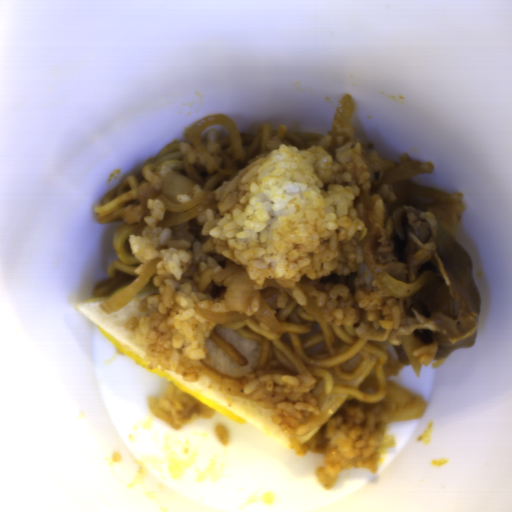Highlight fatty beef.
I'll return each instance as SVG.
<instances>
[{
	"label": "fatty beef",
	"mask_w": 512,
	"mask_h": 512,
	"mask_svg": "<svg viewBox=\"0 0 512 512\" xmlns=\"http://www.w3.org/2000/svg\"><path fill=\"white\" fill-rule=\"evenodd\" d=\"M355 183L359 194L352 204L367 228L361 248L370 272L407 283L432 272L407 297L386 292L383 304L401 313L389 337H414L419 364L439 368L453 351L474 347L478 331L480 292L471 259L455 239L463 193L409 178L381 188L367 189L359 178Z\"/></svg>",
	"instance_id": "fatty-beef-1"
},
{
	"label": "fatty beef",
	"mask_w": 512,
	"mask_h": 512,
	"mask_svg": "<svg viewBox=\"0 0 512 512\" xmlns=\"http://www.w3.org/2000/svg\"><path fill=\"white\" fill-rule=\"evenodd\" d=\"M358 273L338 274L332 272L330 276L318 279H309L303 275L298 283H295L303 295L312 298L315 304L325 307L327 303L335 301L334 309L341 311L348 316L355 317L354 326L368 324L367 311L364 310L356 297L358 286Z\"/></svg>",
	"instance_id": "fatty-beef-2"
},
{
	"label": "fatty beef",
	"mask_w": 512,
	"mask_h": 512,
	"mask_svg": "<svg viewBox=\"0 0 512 512\" xmlns=\"http://www.w3.org/2000/svg\"><path fill=\"white\" fill-rule=\"evenodd\" d=\"M162 193V182L142 183L137 190V204H132L125 209L122 218L127 226H131L133 233L139 235L147 227L145 218L151 216L148 208L150 200L157 199Z\"/></svg>",
	"instance_id": "fatty-beef-3"
},
{
	"label": "fatty beef",
	"mask_w": 512,
	"mask_h": 512,
	"mask_svg": "<svg viewBox=\"0 0 512 512\" xmlns=\"http://www.w3.org/2000/svg\"><path fill=\"white\" fill-rule=\"evenodd\" d=\"M201 224L198 219L191 218L181 224L170 226L169 230L174 240H189L192 243L207 241L208 237L201 234Z\"/></svg>",
	"instance_id": "fatty-beef-4"
},
{
	"label": "fatty beef",
	"mask_w": 512,
	"mask_h": 512,
	"mask_svg": "<svg viewBox=\"0 0 512 512\" xmlns=\"http://www.w3.org/2000/svg\"><path fill=\"white\" fill-rule=\"evenodd\" d=\"M174 171L184 176L193 182V185H197L201 189L205 188L211 176L205 164L200 160L194 162H183V166H177L174 168Z\"/></svg>",
	"instance_id": "fatty-beef-5"
},
{
	"label": "fatty beef",
	"mask_w": 512,
	"mask_h": 512,
	"mask_svg": "<svg viewBox=\"0 0 512 512\" xmlns=\"http://www.w3.org/2000/svg\"><path fill=\"white\" fill-rule=\"evenodd\" d=\"M393 349H394L398 359L395 360L394 356L391 353H388L386 363H385V366L383 369L384 374H386L387 376H390V377L394 376V375H398L400 370L405 365H413L407 352H406V349H405L403 343L400 345H394Z\"/></svg>",
	"instance_id": "fatty-beef-6"
},
{
	"label": "fatty beef",
	"mask_w": 512,
	"mask_h": 512,
	"mask_svg": "<svg viewBox=\"0 0 512 512\" xmlns=\"http://www.w3.org/2000/svg\"><path fill=\"white\" fill-rule=\"evenodd\" d=\"M192 198L197 199L205 210H213L215 214L219 213V201L216 193L210 190H201L197 194H193Z\"/></svg>",
	"instance_id": "fatty-beef-7"
},
{
	"label": "fatty beef",
	"mask_w": 512,
	"mask_h": 512,
	"mask_svg": "<svg viewBox=\"0 0 512 512\" xmlns=\"http://www.w3.org/2000/svg\"><path fill=\"white\" fill-rule=\"evenodd\" d=\"M282 292L275 288H264L260 291V295L265 301L267 307L270 309H277L278 301Z\"/></svg>",
	"instance_id": "fatty-beef-8"
}]
</instances>
